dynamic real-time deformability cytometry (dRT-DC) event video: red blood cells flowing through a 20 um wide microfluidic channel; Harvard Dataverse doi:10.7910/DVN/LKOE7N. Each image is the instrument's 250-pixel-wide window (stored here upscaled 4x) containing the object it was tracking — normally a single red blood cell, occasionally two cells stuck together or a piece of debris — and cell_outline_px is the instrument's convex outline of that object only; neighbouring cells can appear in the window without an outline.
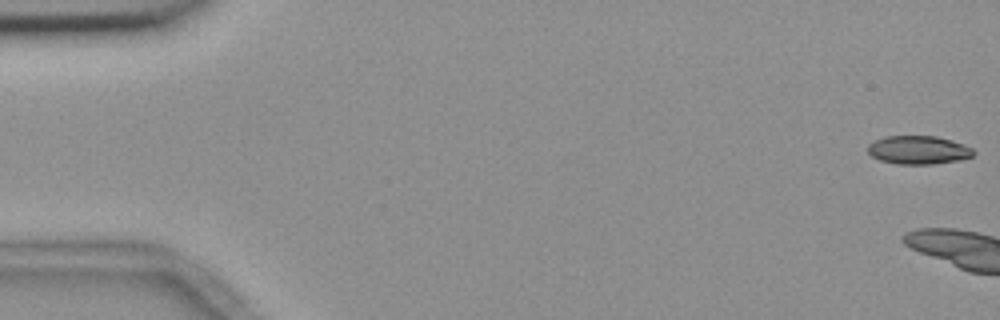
{"species": "common noctule bat (a hibernating species)", "species_latin": "Nyctalus noctula", "temperature_condition": "room temperature", "stored_images_in_passage": 11, "camera_frame_rate_fps": 3000, "um_per_image_px": 0.085, "animal": {"sex": "female", "body_mass_g": 18.4}, "frame": {"image": 1, "passage_image": 1, "time_ms": 0.0, "image_size_px": [1000, 320], "cell_outline_px": [[976, 152], [972, 156], [956, 160], [932, 164], [896, 164], [880, 160], [872, 156], [868, 152], [868, 144], [884, 136], [936, 136], [952, 140], [964, 144], [972, 148]], "centroid_in_image_um": [78.06, 12.74], "position_along_channel_um": 6.9, "area_um2": 17.46}}